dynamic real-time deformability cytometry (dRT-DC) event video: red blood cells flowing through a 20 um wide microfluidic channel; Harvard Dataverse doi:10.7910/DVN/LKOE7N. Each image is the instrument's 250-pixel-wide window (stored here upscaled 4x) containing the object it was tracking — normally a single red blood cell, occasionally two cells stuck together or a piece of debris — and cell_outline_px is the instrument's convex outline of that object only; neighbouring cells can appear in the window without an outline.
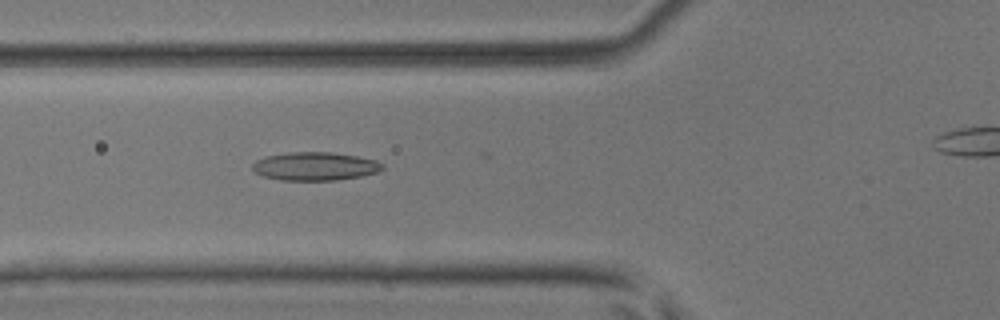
{"species": "common noctule bat (a hibernating species)", "species_latin": "Nyctalus noctula", "temperature_condition": "room temperature", "stored_images_in_passage": 30, "camera_frame_rate_fps": 3000, "um_per_image_px": 0.085, "animal": {"sex": "male", "body_mass_g": 17.9, "forearm_length_mm": 54.2}, "frame": {"image": 1, "passage_image": 8, "time_ms": 2.333, "image_size_px": [1000, 320], "cell_outline_px": [[384, 168], [376, 172], [360, 176], [336, 180], [280, 180], [264, 176], [256, 172], [252, 168], [252, 164], [256, 160], [264, 156], [288, 152], [332, 152], [356, 156], [376, 160], [384, 164]], "centroid_in_image_um": [26.76, 14.12], "position_along_channel_um": 99.0, "area_um2": 21.44}}
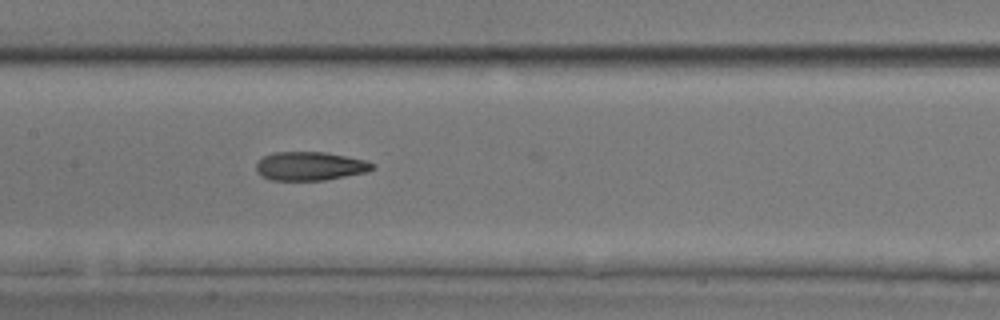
{"frame": {"image": 2, "passage_image": 14, "time_ms": 4.333, "image_size_px": [1000, 320], "cell_outline_px": [[376, 168], [368, 172], [324, 180], [272, 180], [256, 172], [256, 164], [264, 156], [272, 152], [324, 152], [368, 160], [376, 164]], "centroid_in_image_um": [26.41, 14.11], "position_along_channel_um": 181.0, "area_um2": 19.54}}
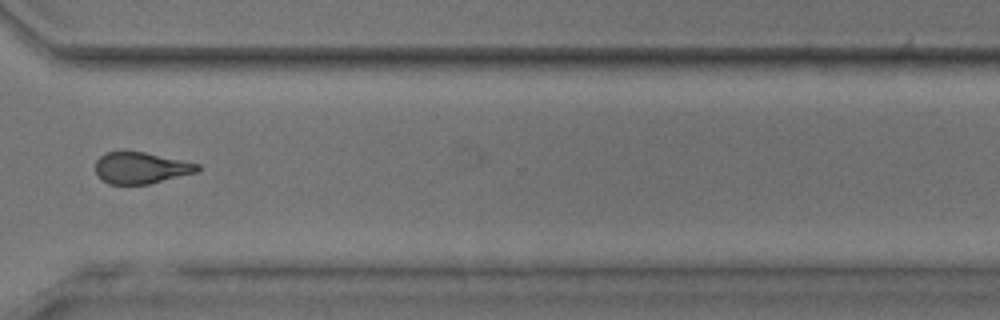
{"frame": {"image": 3, "passage_image": 27, "time_ms": 8.667, "image_size_px": [1000, 320], "cell_outline_px": [[200, 168], [196, 172], [148, 184], [108, 184], [96, 172], [96, 160], [104, 152], [144, 152], [200, 164]], "centroid_in_image_um": [11.97, 14.27], "position_along_channel_um": 358.6, "area_um2": 18.38}, "authors_computed_cell_mechanics": {"area_um2": 19.7676, "velocity_mm_per_s": 4.1005, "shape_relaxation_time_tau1_ms": null, "shape_relaxation_time_tau2_ms": 2.4733, "deformation_change_tau1": null, "deformation_change_tau2": 0.1111}}